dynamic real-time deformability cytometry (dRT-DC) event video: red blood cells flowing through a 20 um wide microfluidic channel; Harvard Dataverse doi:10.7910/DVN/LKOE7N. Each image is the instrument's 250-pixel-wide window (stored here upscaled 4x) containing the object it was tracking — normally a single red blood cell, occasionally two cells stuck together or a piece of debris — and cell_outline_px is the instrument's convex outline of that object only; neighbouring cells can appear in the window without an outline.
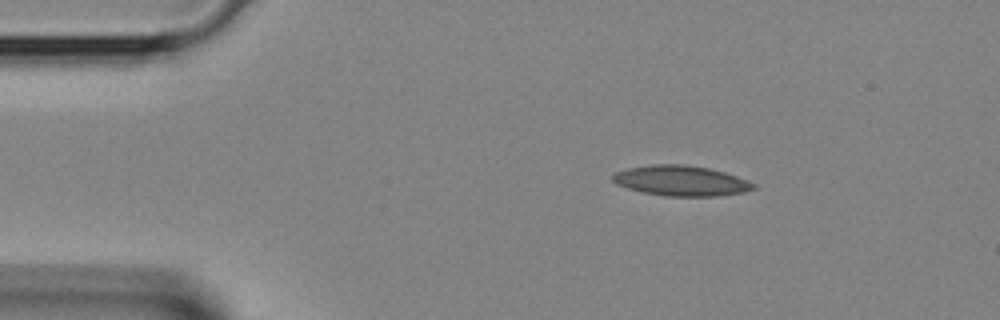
{"species": "Egyptian fruit bat (a non-hibernating species)", "species_latin": "Rousettus aegyptiacus", "temperature_condition": "room temperature", "stored_images_in_passage": 35, "camera_frame_rate_fps": 3000, "um_per_image_px": 0.085, "animal": {"sex": "female"}, "frame": {"image": 1, "passage_image": 1, "time_ms": 0.0, "image_size_px": [1000, 320], "cell_outline_px": [[756, 188], [744, 192], [720, 196], [664, 196], [644, 192], [628, 188], [616, 184], [612, 180], [612, 176], [616, 172], [628, 168], [652, 164], [684, 164], [708, 168], [724, 172], [748, 180], [756, 184]], "centroid_in_image_um": [57.91, 15.36], "position_along_channel_um": 27.1, "area_um2": 24.85}}
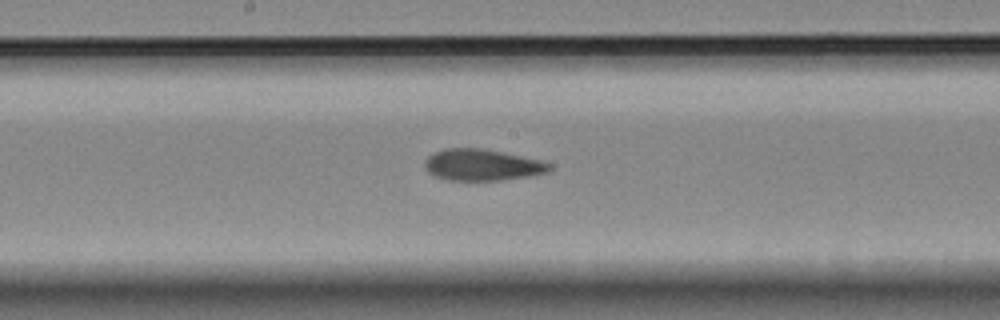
{"frame": {"image": 2, "passage_image": 15, "time_ms": 4.667, "image_size_px": [1000, 320], "cell_outline_px": [[552, 168], [548, 172], [532, 176], [500, 180], [448, 180], [436, 176], [428, 172], [424, 168], [424, 160], [432, 152], [444, 148], [480, 148], [540, 160], [552, 164]], "centroid_in_image_um": [40.96, 14.02], "position_along_channel_um": 207.2, "area_um2": 22.89}}
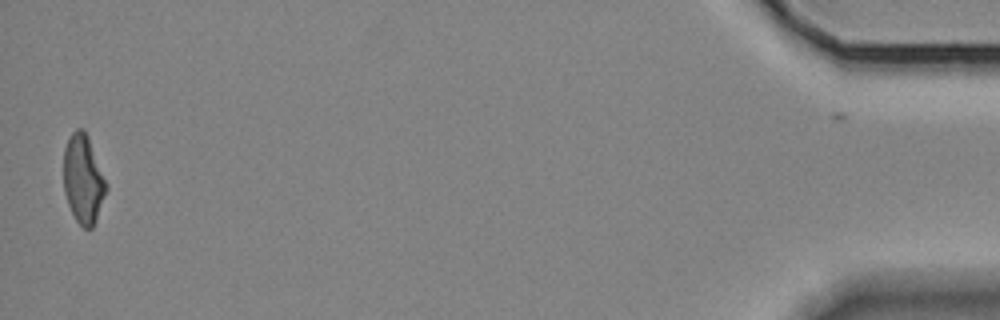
{"frame": {"image": 3, "passage_image": 34, "time_ms": 11.0, "image_size_px": [1000, 320], "cell_outline_px": [[108, 188], [96, 220], [92, 228], [84, 228], [76, 220], [68, 204], [64, 192], [64, 148], [72, 132], [76, 128], [84, 128], [88, 136], [108, 184]], "centroid_in_image_um": [7.09, 15.21], "position_along_channel_um": 428.1, "area_um2": 22.08}}